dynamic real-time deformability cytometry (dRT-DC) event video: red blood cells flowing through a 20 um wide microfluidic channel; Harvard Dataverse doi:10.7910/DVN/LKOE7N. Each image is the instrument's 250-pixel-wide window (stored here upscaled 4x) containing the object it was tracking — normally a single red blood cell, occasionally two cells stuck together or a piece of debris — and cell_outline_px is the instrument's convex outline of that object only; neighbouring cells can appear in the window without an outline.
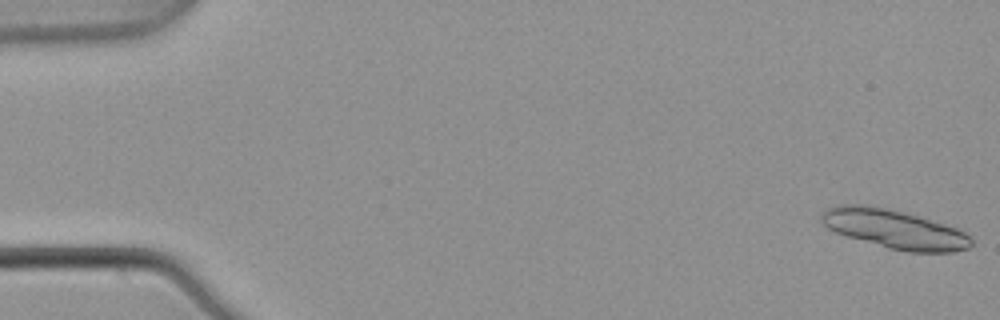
{"species": "common noctule bat (a hibernating species)", "species_latin": "Nyctalus noctula", "temperature_condition": "warm", "stored_images_in_passage": 5, "camera_frame_rate_fps": 3000, "um_per_image_px": 0.085, "animal": {"sex": "male", "body_mass_g": 21.5, "forearm_length_mm": 52.0}, "frame": {"image": 1, "passage_image": 1, "time_ms": 0.0, "image_size_px": [1000, 320], "cell_outline_px": [[972, 244], [968, 248], [952, 252], [908, 252], [888, 248], [848, 236], [836, 232], [828, 228], [820, 220], [820, 212], [828, 208], [840, 204], [860, 204], [884, 208], [916, 216], [944, 224], [956, 228], [964, 232], [972, 240]], "centroid_in_image_um": [75.99, 19.48], "position_along_channel_um": 9.0, "area_um2": 33.47}}